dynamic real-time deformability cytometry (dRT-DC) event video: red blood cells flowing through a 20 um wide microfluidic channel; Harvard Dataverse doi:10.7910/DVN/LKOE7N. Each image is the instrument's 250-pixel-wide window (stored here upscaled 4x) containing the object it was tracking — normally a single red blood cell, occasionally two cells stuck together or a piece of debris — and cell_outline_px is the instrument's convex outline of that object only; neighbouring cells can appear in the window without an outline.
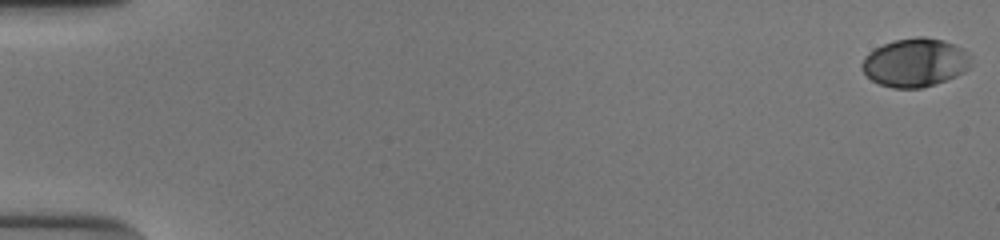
{"species": "human", "species_latin": "Homo sapiens", "temperature_condition": "cold", "stored_images_in_passage": 55, "camera_frame_rate_fps": 3000, "um_per_image_px": 0.085, "donor": {"sex": "male"}, "frame": {"image": 1, "passage_image": 1, "time_ms": 0.0, "image_size_px": [1000, 240], "cell_outline_px": [[972, 56], [968, 68], [964, 72], [956, 76], [936, 84], [920, 88], [892, 88], [880, 84], [872, 80], [860, 68], [860, 64], [864, 56], [868, 52], [884, 44], [896, 40], [916, 36], [924, 36], [944, 40], [964, 48]], "centroid_in_image_um": [77.8, 5.31], "position_along_channel_um": 7.2, "area_um2": 31.1}}
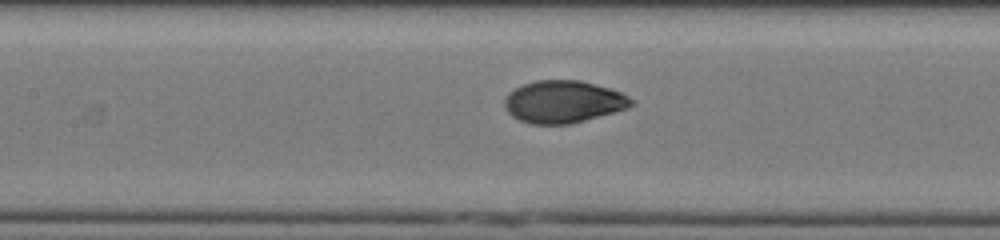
{"frame": {"image": 2, "passage_image": 27, "time_ms": 8.667, "image_size_px": [1000, 240], "cell_outline_px": [[636, 104], [628, 108], [584, 120], [568, 124], [532, 124], [520, 120], [512, 116], [508, 112], [504, 104], [504, 100], [508, 92], [524, 84], [536, 80], [580, 80], [608, 88], [620, 92], [636, 100]], "centroid_in_image_um": [47.9, 8.64], "position_along_channel_um": 159.5, "area_um2": 31.15}}
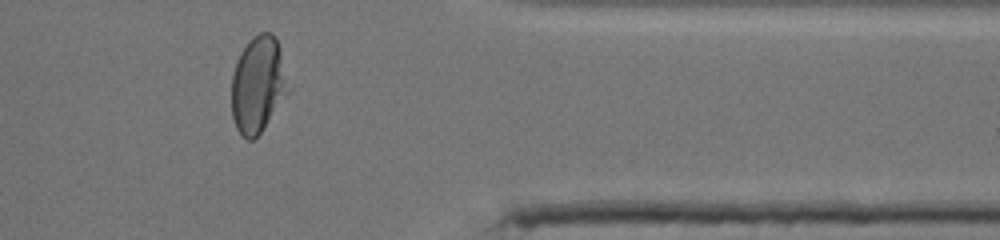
{"frame": {"image": 3, "passage_image": 46, "time_ms": 15.0, "image_size_px": [1000, 240], "cell_outline_px": [[292, 92], [260, 132], [252, 140], [248, 140], [236, 128], [232, 116], [232, 76], [236, 60], [240, 52], [252, 36], [260, 32], [272, 32], [276, 36], [280, 48], [292, 88]], "centroid_in_image_um": [21.99, 7.15], "position_along_channel_um": 389.4, "area_um2": 32.71}, "authors_computed_cell_mechanics": {"area_um2": 31.1542, "velocity_mm_per_s": 3.8471, "shape_relaxation_time_tau1_ms": 4.0272, "shape_relaxation_time_tau2_ms": null, "deformation_change_tau1": 0.1822, "deformation_change_tau2": null}}